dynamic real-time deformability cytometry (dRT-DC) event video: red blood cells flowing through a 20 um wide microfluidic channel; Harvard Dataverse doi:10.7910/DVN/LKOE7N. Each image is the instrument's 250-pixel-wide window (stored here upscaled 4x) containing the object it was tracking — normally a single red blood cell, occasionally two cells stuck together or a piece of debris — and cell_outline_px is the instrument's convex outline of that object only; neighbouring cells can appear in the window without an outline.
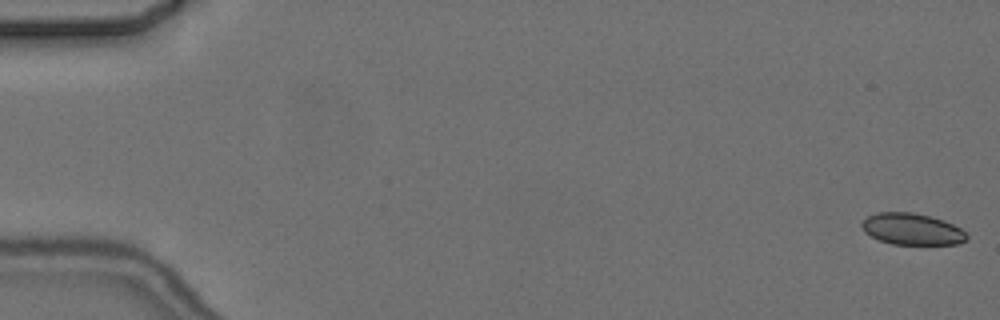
{"species": "common noctule bat (a hibernating species)", "species_latin": "Nyctalus noctula", "temperature_condition": "cold", "stored_images_in_passage": 8, "camera_frame_rate_fps": 3000, "um_per_image_px": 0.085, "animal": {"sex": "female", "body_mass_g": 24.6, "forearm_length_mm": 56.2}, "frame": {"image": 1, "passage_image": 1, "time_ms": 0.0, "image_size_px": [1000, 320], "cell_outline_px": [[968, 240], [956, 244], [892, 244], [880, 240], [864, 232], [860, 224], [868, 216], [876, 212], [912, 212], [944, 220], [960, 228], [968, 236]], "centroid_in_image_um": [77.51, 19.47], "position_along_channel_um": 7.5, "area_um2": 19.19}}
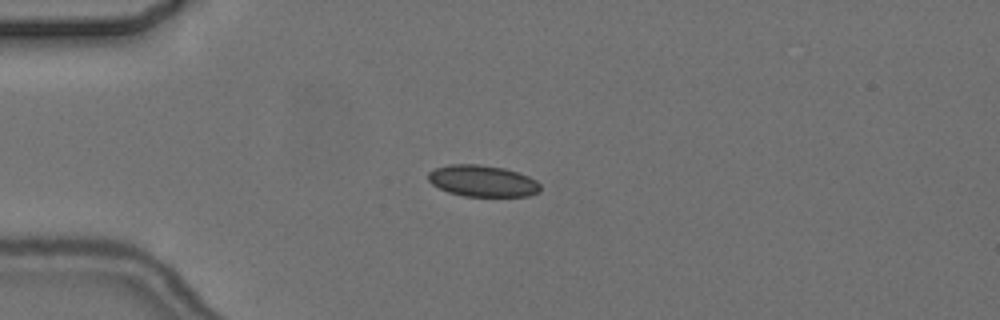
{"frame": {"image": 2, "passage_image": 5, "time_ms": 4.667, "image_size_px": [1000, 320], "cell_outline_px": [[540, 192], [528, 196], [464, 196], [448, 192], [432, 184], [428, 180], [428, 172], [436, 168], [448, 164], [480, 164], [504, 168], [528, 176], [536, 180], [540, 184]], "centroid_in_image_um": [41.01, 15.38], "position_along_channel_um": 44.0, "area_um2": 20.58}}
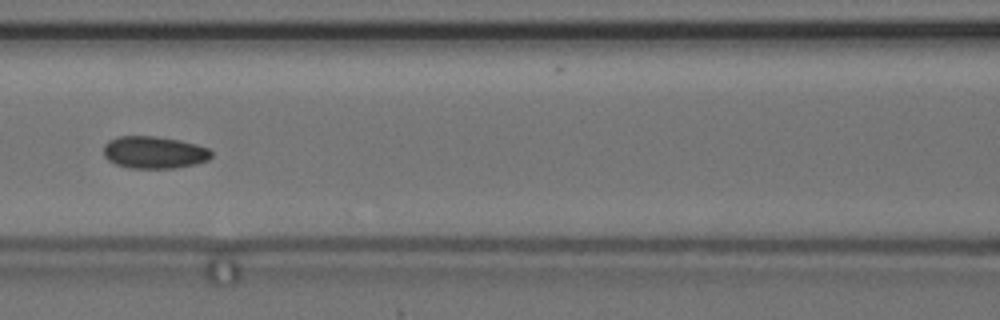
{"frame": {"image": 3, "passage_image": 8, "time_ms": 8.333, "image_size_px": [1000, 320], "cell_outline_px": [[212, 156], [208, 160], [196, 164], [176, 168], [128, 168], [116, 164], [108, 160], [104, 156], [104, 144], [108, 140], [120, 136], [156, 136], [180, 140], [196, 144], [208, 148], [212, 152]], "centroid_in_image_um": [13.1, 12.95], "position_along_channel_um": 153.5, "area_um2": 20.4}}